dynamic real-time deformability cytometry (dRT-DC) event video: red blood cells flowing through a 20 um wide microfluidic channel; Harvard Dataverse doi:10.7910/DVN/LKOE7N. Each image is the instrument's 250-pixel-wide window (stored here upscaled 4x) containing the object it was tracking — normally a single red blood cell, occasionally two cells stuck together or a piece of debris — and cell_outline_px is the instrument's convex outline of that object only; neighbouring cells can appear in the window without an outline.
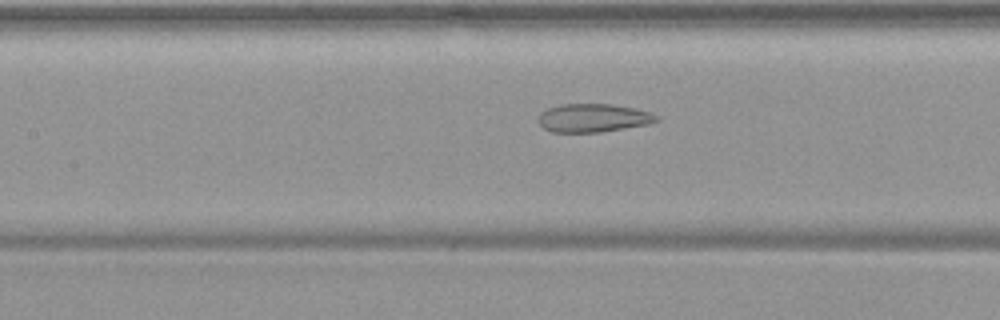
{"species": "common noctule bat (a hibernating species)", "species_latin": "Nyctalus noctula", "temperature_condition": "warm", "stored_images_in_passage": 41, "camera_frame_rate_fps": 3000, "um_per_image_px": 0.085, "animal": {"sex": "female", "body_mass_g": 19.9}, "frame": {"image": 1, "passage_image": 17, "time_ms": 5.333, "image_size_px": [1000, 320], "cell_outline_px": [[660, 120], [648, 124], [600, 132], [552, 132], [544, 128], [536, 120], [540, 112], [548, 108], [560, 104], [612, 104], [636, 108], [660, 116]], "centroid_in_image_um": [50.41, 10.02], "position_along_channel_um": 157.0, "area_um2": 19.65}}
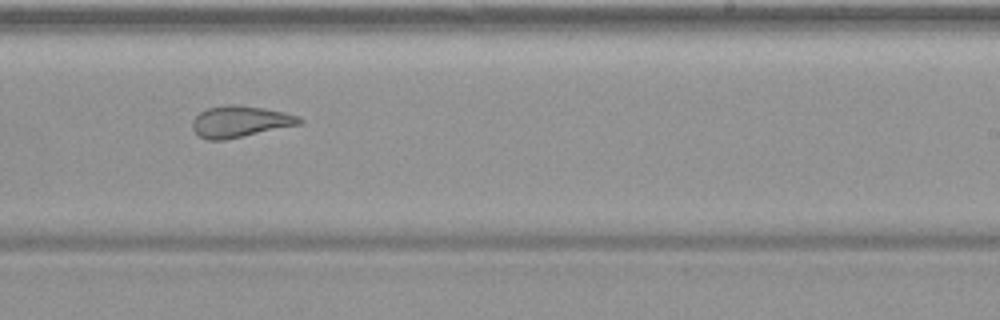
{"frame": {"image": 2, "passage_image": 26, "time_ms": 8.333, "image_size_px": [1000, 320], "cell_outline_px": [[304, 124], [224, 140], [208, 140], [200, 136], [192, 128], [192, 120], [200, 112], [208, 108], [228, 104], [236, 104], [264, 108], [284, 112], [300, 116], [304, 120]], "centroid_in_image_um": [20.46, 10.33], "position_along_channel_um": 268.5, "area_um2": 19.77}}
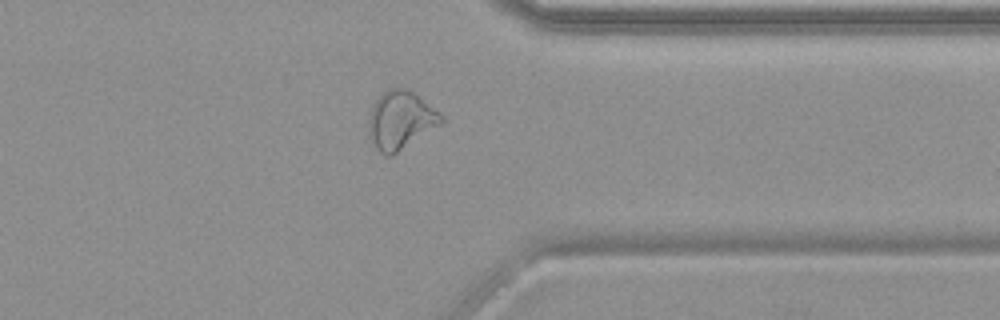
{"frame": {"image": 3, "passage_image": 35, "time_ms": 11.333, "image_size_px": [1000, 320], "cell_outline_px": [[444, 120], [440, 124], [392, 156], [384, 156], [372, 144], [368, 136], [368, 120], [372, 104], [388, 88], [408, 88], [420, 96], [440, 112], [444, 116]], "centroid_in_image_um": [34.03, 10.21], "position_along_channel_um": 377.4, "area_um2": 24.8}, "authors_computed_cell_mechanics": {"area_um2": 21.2126, "velocity_mm_per_s": 3.7366, "shape_relaxation_time_tau1_ms": null, "shape_relaxation_time_tau2_ms": 2.2936, "deformation_change_tau1": null, "deformation_change_tau2": 0.0986}}